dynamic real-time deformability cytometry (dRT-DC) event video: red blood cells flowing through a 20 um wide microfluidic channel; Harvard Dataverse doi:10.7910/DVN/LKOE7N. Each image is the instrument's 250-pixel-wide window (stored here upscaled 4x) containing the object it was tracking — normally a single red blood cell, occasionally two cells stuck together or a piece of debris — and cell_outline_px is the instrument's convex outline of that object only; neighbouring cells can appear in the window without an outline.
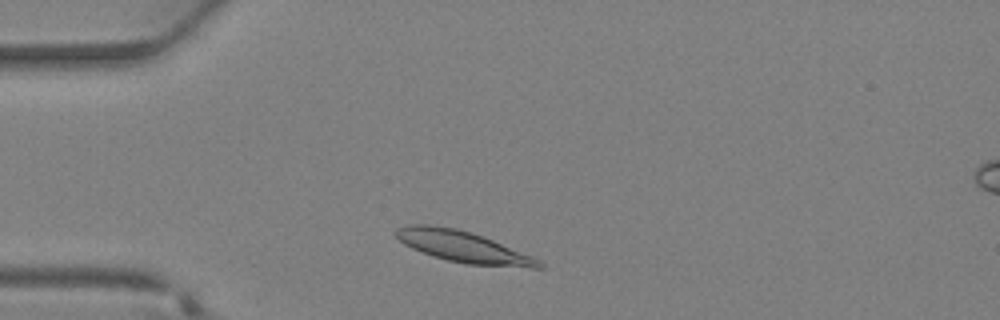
{"species": "Egyptian fruit bat (a non-hibernating species)", "species_latin": "Rousettus aegyptiacus", "temperature_condition": "warm", "stored_images_in_passage": 25, "camera_frame_rate_fps": 3000, "um_per_image_px": 0.085, "animal": {"sex": "female"}, "frame": {"image": 1, "passage_image": 3, "time_ms": 0.667, "image_size_px": [1000, 320], "cell_outline_px": [[544, 268], [532, 268], [468, 264], [448, 260], [432, 256], [412, 248], [404, 244], [392, 232], [396, 228], [408, 224], [428, 224], [456, 228], [472, 232], [532, 256], [544, 264]], "centroid_in_image_um": [39.32, 20.96], "position_along_channel_um": 45.7, "area_um2": 25.95}}
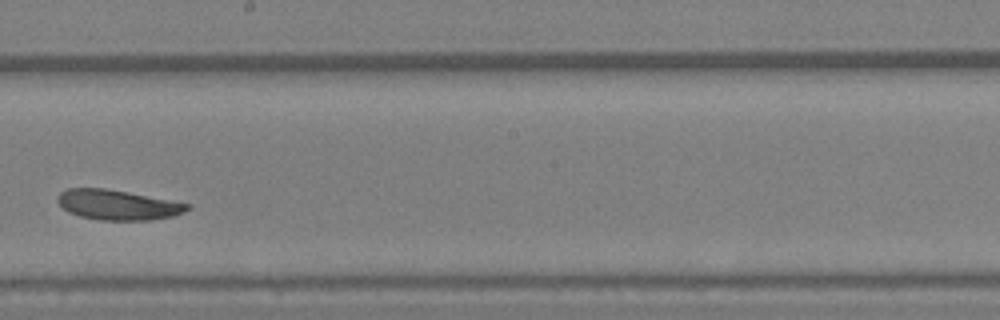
{"frame": {"image": 2, "passage_image": 15, "time_ms": 4.667, "image_size_px": [1000, 320], "cell_outline_px": [[192, 208], [184, 212], [172, 216], [152, 220], [100, 220], [80, 216], [68, 212], [56, 200], [56, 196], [60, 192], [68, 188], [104, 188], [128, 192], [192, 204]], "centroid_in_image_um": [10.02, 17.41], "position_along_channel_um": 238.2, "area_um2": 22.77}}
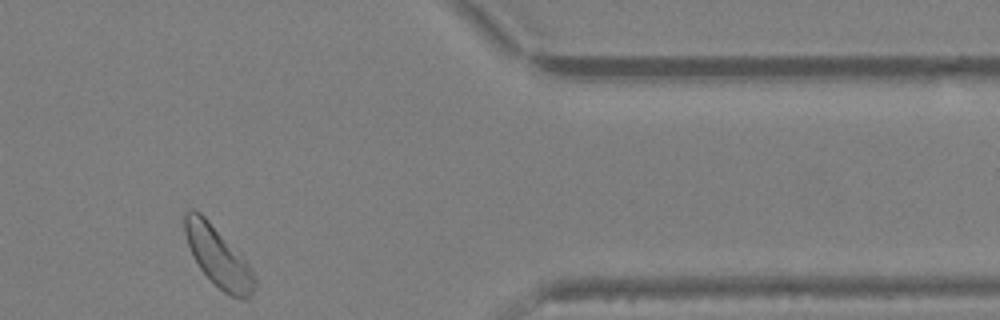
{"frame": {"image": 3, "passage_image": 25, "time_ms": 8.0, "image_size_px": [1000, 320], "cell_outline_px": [[256, 288], [244, 300], [228, 296], [200, 268], [188, 244], [184, 232], [184, 212], [192, 208], [200, 212], [244, 256], [256, 280]], "centroid_in_image_um": [18.55, 21.81], "position_along_channel_um": 392.8, "area_um2": 24.16}}